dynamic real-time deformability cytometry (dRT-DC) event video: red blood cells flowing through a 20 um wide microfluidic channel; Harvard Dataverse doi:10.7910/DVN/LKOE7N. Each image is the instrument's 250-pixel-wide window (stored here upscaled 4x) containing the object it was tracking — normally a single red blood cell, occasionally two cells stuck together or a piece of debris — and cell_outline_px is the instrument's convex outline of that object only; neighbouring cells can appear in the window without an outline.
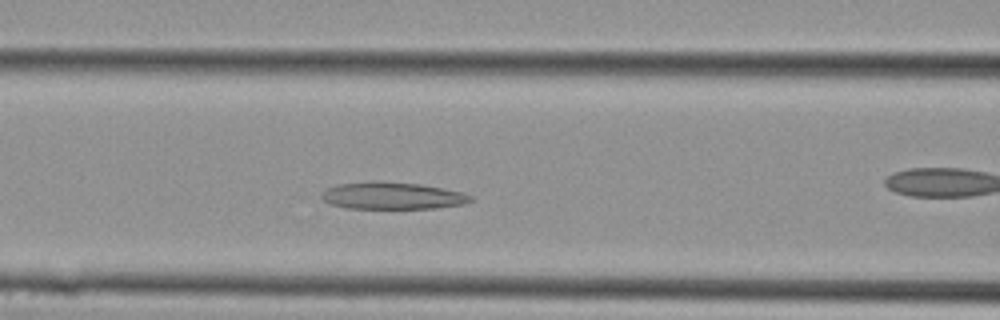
{"species": "Egyptian fruit bat (a non-hibernating species)", "species_latin": "Rousettus aegyptiacus", "temperature_condition": "cold", "stored_images_in_passage": 12, "camera_frame_rate_fps": 3000, "um_per_image_px": 0.085, "animal": {"sex": "female"}, "frame": {"image": 1, "passage_image": 9, "time_ms": 2.667, "image_size_px": [1000, 320], "cell_outline_px": [[476, 196], [472, 200], [464, 204], [436, 208], [348, 208], [328, 204], [320, 196], [328, 188], [340, 184], [368, 180], [420, 184], [464, 192]], "centroid_in_image_um": [33.38, 16.63], "position_along_channel_um": 133.2, "area_um2": 23.64}}